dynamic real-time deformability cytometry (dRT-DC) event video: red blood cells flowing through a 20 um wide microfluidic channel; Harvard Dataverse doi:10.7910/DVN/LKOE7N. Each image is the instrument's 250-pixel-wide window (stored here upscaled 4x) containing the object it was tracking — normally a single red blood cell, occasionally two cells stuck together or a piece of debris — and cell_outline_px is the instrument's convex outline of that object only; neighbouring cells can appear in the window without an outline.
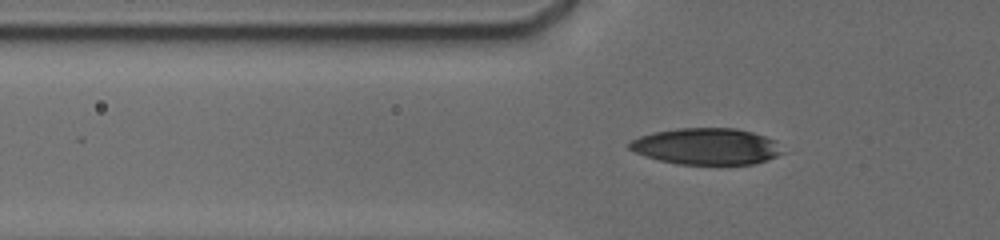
{"species": "human", "species_latin": "Homo sapiens", "temperature_condition": "cold", "stored_images_in_passage": 17, "camera_frame_rate_fps": 3000, "um_per_image_px": 0.085, "donor": {"sex": "male"}, "frame": {"image": 1, "passage_image": 15, "time_ms": 7.0, "image_size_px": [1000, 240], "cell_outline_px": [[784, 152], [776, 156], [752, 164], [676, 164], [644, 156], [628, 148], [628, 144], [632, 140], [640, 136], [656, 132], [676, 128], [736, 128], [752, 132], [776, 140]], "centroid_in_image_um": [60.05, 12.44], "position_along_channel_um": 65.8, "area_um2": 32.37}}
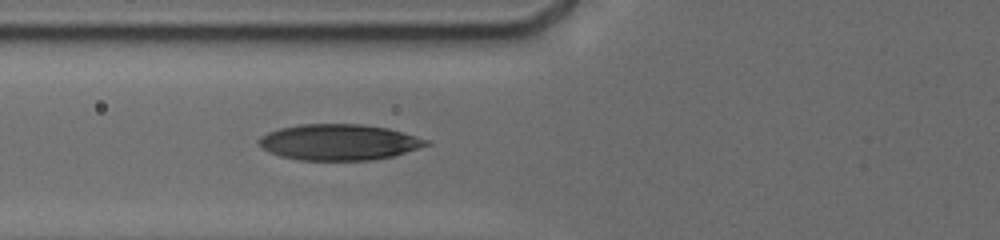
{"frame": {"image": 2, "passage_image": 17, "time_ms": 8.0, "image_size_px": [1000, 240], "cell_outline_px": [[432, 144], [392, 156], [372, 160], [300, 160], [280, 156], [268, 152], [260, 144], [260, 136], [268, 132], [280, 128], [300, 124], [360, 124], [388, 128], [428, 140]], "centroid_in_image_um": [28.81, 12.08], "position_along_channel_um": 97.0, "area_um2": 34.85}}